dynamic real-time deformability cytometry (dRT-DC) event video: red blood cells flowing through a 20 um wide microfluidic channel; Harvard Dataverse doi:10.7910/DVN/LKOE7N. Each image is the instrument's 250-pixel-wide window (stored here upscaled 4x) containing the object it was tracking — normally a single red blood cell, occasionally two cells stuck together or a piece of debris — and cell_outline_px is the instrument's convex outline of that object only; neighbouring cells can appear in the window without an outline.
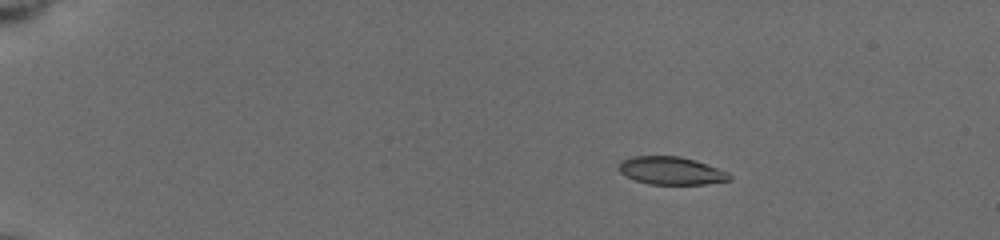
{"species": "common noctule bat (a hibernating species)", "species_latin": "Nyctalus noctula", "temperature_condition": "cold", "stored_images_in_passage": 47, "camera_frame_rate_fps": 3000, "um_per_image_px": 0.085, "animal": {"sex": "female", "body_mass_g": 19.5, "forearm_length_mm": 54.1}, "frame": {"image": 1, "passage_image": 1, "time_ms": 0.0, "image_size_px": [1000, 240], "cell_outline_px": [[732, 180], [704, 184], [648, 184], [636, 180], [620, 172], [616, 168], [624, 160], [632, 156], [680, 156], [696, 160], [728, 172], [732, 176]], "centroid_in_image_um": [57.08, 14.51], "position_along_channel_um": 27.9, "area_um2": 17.92}}
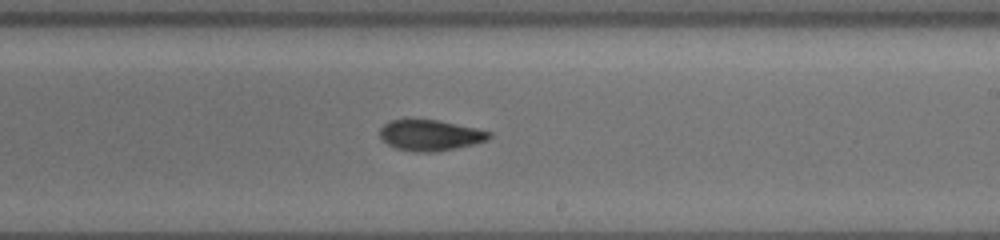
{"frame": {"image": 2, "passage_image": 27, "time_ms": 8.667, "image_size_px": [1000, 240], "cell_outline_px": [[492, 136], [488, 140], [476, 144], [436, 152], [416, 152], [396, 148], [388, 144], [380, 136], [380, 128], [384, 124], [392, 120], [436, 120], [476, 128], [492, 132]], "centroid_in_image_um": [36.61, 11.51], "position_along_channel_um": 252.4, "area_um2": 19.54}}
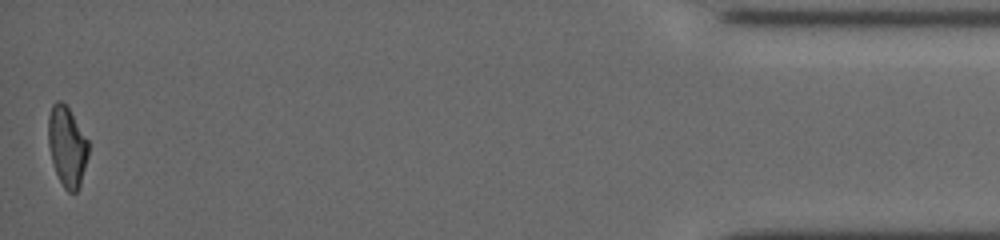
{"frame": {"image": 3, "passage_image": 47, "time_ms": 15.333, "image_size_px": [1000, 240], "cell_outline_px": [[88, 156], [80, 184], [76, 192], [68, 192], [64, 188], [56, 172], [52, 160], [48, 144], [48, 116], [52, 104], [56, 100], [60, 100], [68, 108], [88, 140]], "centroid_in_image_um": [5.69, 12.43], "position_along_channel_um": 429.5, "area_um2": 18.5}, "authors_computed_cell_mechanics": {"area_um2": 19.4208, "velocity_mm_per_s": 3.7728, "shape_relaxation_time_tau1_ms": 3.0216, "shape_relaxation_time_tau2_ms": 3.318, "deformation_change_tau1": 0.1553, "deformation_change_tau2": 0.0938}}